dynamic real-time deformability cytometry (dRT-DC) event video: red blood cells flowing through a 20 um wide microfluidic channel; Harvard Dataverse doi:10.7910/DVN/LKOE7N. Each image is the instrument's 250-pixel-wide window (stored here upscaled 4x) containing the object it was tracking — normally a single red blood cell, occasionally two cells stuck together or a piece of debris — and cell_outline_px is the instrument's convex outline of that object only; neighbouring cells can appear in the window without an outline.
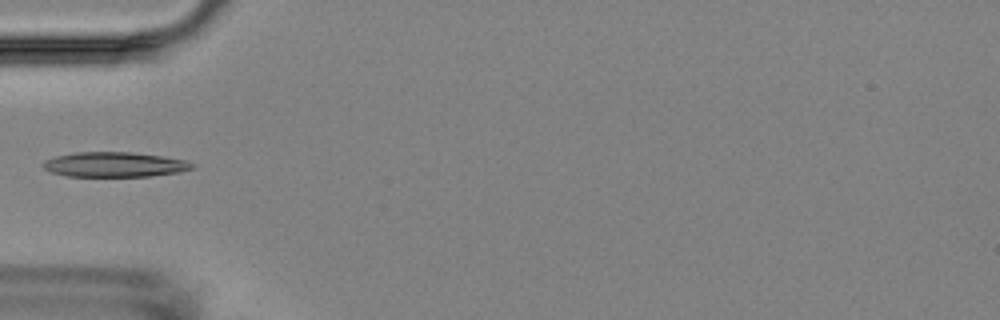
{"species": "Egyptian fruit bat (a non-hibernating species)", "species_latin": "Rousettus aegyptiacus", "temperature_condition": "room temperature", "stored_images_in_passage": 5, "camera_frame_rate_fps": 3000, "um_per_image_px": 0.085, "animal": {"sex": "female"}, "frame": {"image": 1, "passage_image": 4, "time_ms": 5.0, "image_size_px": [1000, 320], "cell_outline_px": [[196, 168], [180, 172], [152, 176], [68, 176], [52, 172], [44, 168], [40, 164], [56, 156], [76, 152], [128, 152], [160, 156], [184, 160], [196, 164]], "centroid_in_image_um": [9.78, 13.99], "position_along_channel_um": 75.2, "area_um2": 21.5}}